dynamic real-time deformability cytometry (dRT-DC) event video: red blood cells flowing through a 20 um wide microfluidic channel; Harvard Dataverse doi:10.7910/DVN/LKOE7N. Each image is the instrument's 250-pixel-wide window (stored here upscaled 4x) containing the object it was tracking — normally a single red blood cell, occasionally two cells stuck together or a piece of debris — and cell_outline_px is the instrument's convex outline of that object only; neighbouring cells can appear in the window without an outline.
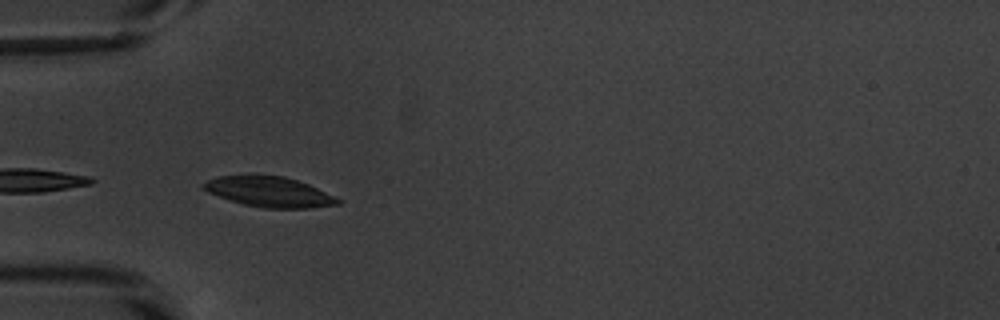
{"species": "common noctule bat (a hibernating species)", "species_latin": "Nyctalus noctula", "temperature_condition": "warm", "stored_images_in_passage": 50, "camera_frame_rate_fps": 3000, "um_per_image_px": 0.085, "animal": {"sex": "male", "body_mass_g": 20.1, "forearm_length_mm": 53.5}, "frame": {"image": 1, "passage_image": 15, "time_ms": 4.667, "image_size_px": [1000, 320], "cell_outline_px": [[344, 200], [340, 204], [308, 208], [264, 208], [244, 204], [208, 192], [200, 188], [208, 180], [220, 176], [248, 172], [284, 176], [308, 184], [336, 196]], "centroid_in_image_um": [22.9, 16.26], "position_along_channel_um": 62.1, "area_um2": 24.22}, "authors_computed_cell_mechanics": {"area_um2": 17.4845, "velocity_mm_per_s": 3.8116, "shape_relaxation_time_tau1_ms": 1.5913, "shape_relaxation_time_tau2_ms": 2.1047, "deformation_change_tau1": 0.1112, "deformation_change_tau2": 0.0583}}